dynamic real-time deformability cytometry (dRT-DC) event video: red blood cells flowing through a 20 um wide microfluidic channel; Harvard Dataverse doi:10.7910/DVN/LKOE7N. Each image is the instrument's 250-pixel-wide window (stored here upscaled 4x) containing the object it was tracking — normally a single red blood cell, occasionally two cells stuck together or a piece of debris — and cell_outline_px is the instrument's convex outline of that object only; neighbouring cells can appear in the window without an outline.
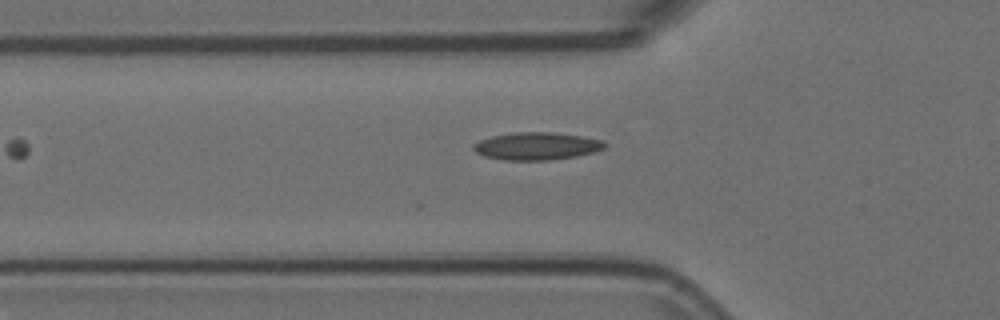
{"species": "Egyptian fruit bat (a non-hibernating species)", "species_latin": "Rousettus aegyptiacus", "temperature_condition": "room temperature", "stored_images_in_passage": 4, "camera_frame_rate_fps": 3000, "um_per_image_px": 0.085, "animal": {"sex": "female"}, "frame": {"image": 1, "passage_image": 4, "time_ms": 1.0, "image_size_px": [1000, 320], "cell_outline_px": [[608, 144], [604, 148], [592, 152], [576, 156], [548, 160], [504, 160], [484, 156], [476, 152], [472, 148], [472, 144], [480, 140], [492, 136], [516, 132], [552, 132], [580, 136], [604, 140]], "centroid_in_image_um": [45.61, 12.41], "position_along_channel_um": 80.2, "area_um2": 21.04}}